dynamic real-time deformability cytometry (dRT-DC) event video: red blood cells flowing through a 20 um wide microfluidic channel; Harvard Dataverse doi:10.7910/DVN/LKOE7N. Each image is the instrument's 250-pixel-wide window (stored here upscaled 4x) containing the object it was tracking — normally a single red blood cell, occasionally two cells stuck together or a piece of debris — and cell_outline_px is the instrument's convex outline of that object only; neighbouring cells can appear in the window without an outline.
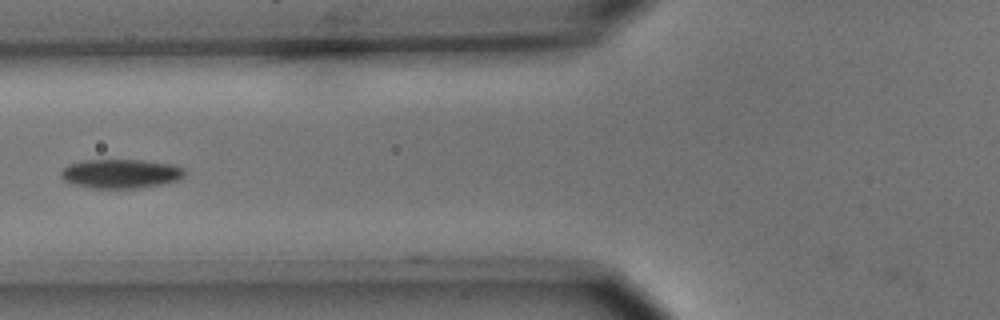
{"species": "common noctule bat (a hibernating species)", "species_latin": "Nyctalus noctula", "temperature_condition": "cold", "stored_images_in_passage": 6, "camera_frame_rate_fps": 3000, "um_per_image_px": 0.085, "animal": {"sex": "male", "body_mass_g": 15.6}, "frame": {"image": 1, "passage_image": 6, "time_ms": 5.667, "image_size_px": [1000, 320], "cell_outline_px": [[184, 176], [180, 180], [140, 188], [92, 188], [76, 184], [64, 180], [60, 176], [60, 172], [68, 164], [80, 160], [140, 160], [172, 164], [184, 168]], "centroid_in_image_um": [10.26, 14.75], "position_along_channel_um": 115.5, "area_um2": 20.98}}